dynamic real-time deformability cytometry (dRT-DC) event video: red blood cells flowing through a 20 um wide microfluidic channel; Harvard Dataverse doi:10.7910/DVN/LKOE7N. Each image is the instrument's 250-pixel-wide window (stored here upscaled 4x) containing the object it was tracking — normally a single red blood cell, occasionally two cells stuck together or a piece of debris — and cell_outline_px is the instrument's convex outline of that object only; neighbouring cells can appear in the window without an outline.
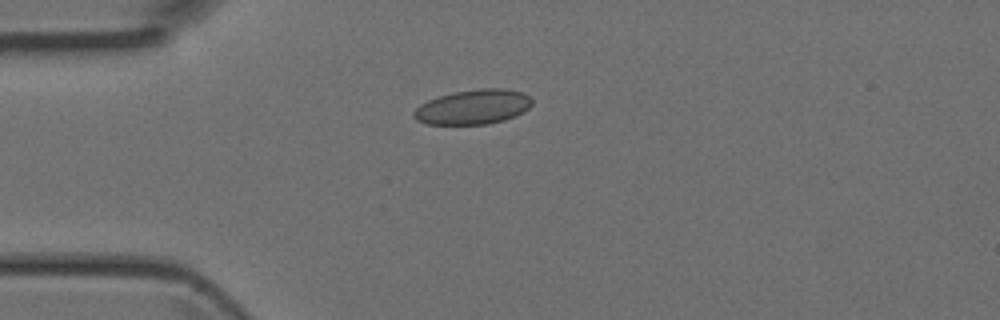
{"species": "Egyptian fruit bat (a non-hibernating species)", "species_latin": "Rousettus aegyptiacus", "temperature_condition": "room temperature", "stored_images_in_passage": 5, "camera_frame_rate_fps": 3000, "um_per_image_px": 0.085, "animal": {"sex": "female"}, "frame": {"image": 1, "passage_image": 5, "time_ms": 1.333, "image_size_px": [1000, 320], "cell_outline_px": [[532, 104], [524, 112], [516, 116], [504, 120], [488, 124], [428, 124], [416, 120], [412, 116], [412, 112], [420, 104], [428, 100], [452, 92], [480, 88], [504, 88], [524, 92], [532, 100]], "centroid_in_image_um": [40.22, 9.08], "position_along_channel_um": 44.8, "area_um2": 24.1}}